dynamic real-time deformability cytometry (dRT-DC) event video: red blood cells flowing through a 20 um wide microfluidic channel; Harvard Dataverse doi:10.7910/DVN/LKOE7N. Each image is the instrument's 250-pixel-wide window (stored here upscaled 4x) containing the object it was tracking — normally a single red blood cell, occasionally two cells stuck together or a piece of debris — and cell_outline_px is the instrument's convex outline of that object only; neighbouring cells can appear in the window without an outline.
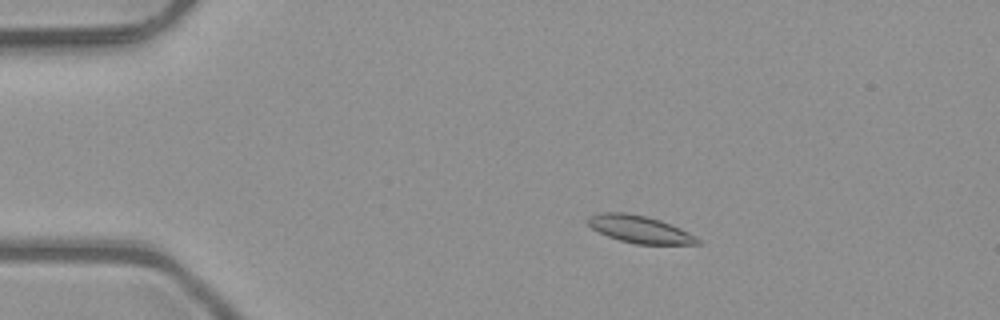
{"species": "common noctule bat (a hibernating species)", "species_latin": "Nyctalus noctula", "temperature_condition": "room temperature", "stored_images_in_passage": 5, "camera_frame_rate_fps": 3000, "um_per_image_px": 0.085, "animal": {"sex": "male", "body_mass_g": 23.1, "forearm_length_mm": 52.7}, "frame": {"image": 1, "passage_image": 3, "time_ms": 0.667, "image_size_px": [1000, 320], "cell_outline_px": [[700, 244], [636, 244], [620, 240], [608, 236], [592, 228], [584, 220], [588, 216], [600, 212], [624, 212], [644, 216], [660, 220], [680, 228], [688, 232], [700, 240]], "centroid_in_image_um": [54.32, 19.48], "position_along_channel_um": 30.7, "area_um2": 17.34}}
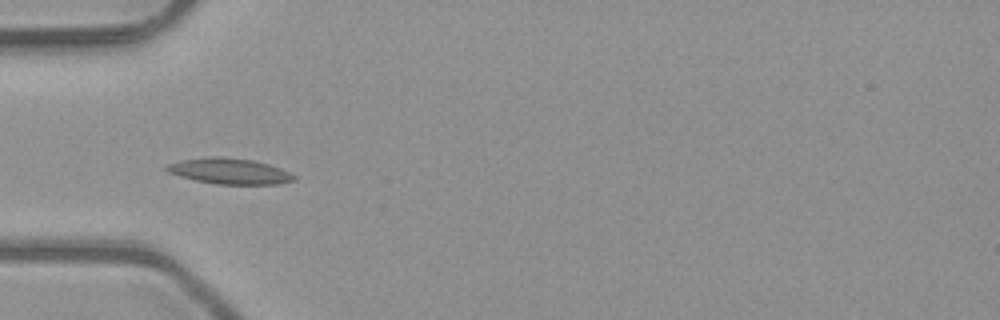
{"frame": {"image": 2, "passage_image": 5, "time_ms": 1.333, "image_size_px": [1000, 320], "cell_outline_px": [[296, 180], [280, 184], [216, 184], [196, 180], [180, 176], [168, 172], [164, 168], [168, 164], [180, 160], [208, 156], [224, 156], [252, 160], [268, 164], [280, 168], [296, 176]], "centroid_in_image_um": [19.5, 14.54], "position_along_channel_um": 65.5, "area_um2": 19.19}}